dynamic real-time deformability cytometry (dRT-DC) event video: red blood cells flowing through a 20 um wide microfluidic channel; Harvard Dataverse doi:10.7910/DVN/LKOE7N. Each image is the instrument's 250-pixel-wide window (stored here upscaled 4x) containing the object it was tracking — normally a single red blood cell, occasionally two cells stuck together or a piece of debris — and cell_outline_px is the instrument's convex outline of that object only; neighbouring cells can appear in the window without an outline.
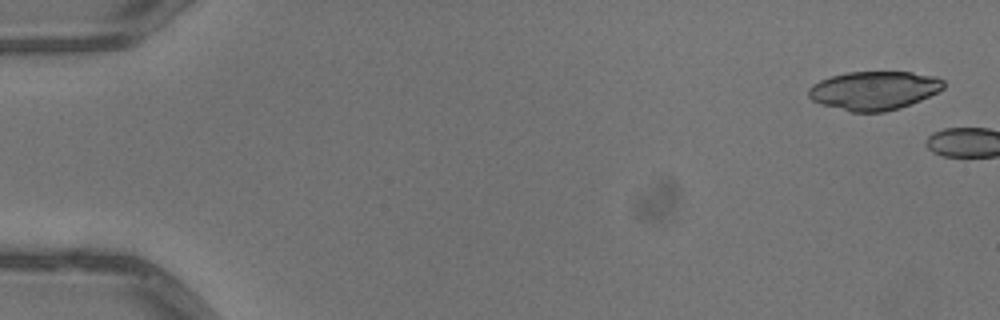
{"species": "common noctule bat (a hibernating species)", "species_latin": "Nyctalus noctula", "temperature_condition": "warm", "stored_images_in_passage": 2, "camera_frame_rate_fps": 3000, "um_per_image_px": 0.085, "animal": {"sex": "male", "body_mass_g": 13.3}, "frame": {"image": 1, "passage_image": 1, "time_ms": 0.0, "image_size_px": [1000, 320], "cell_outline_px": [[944, 88], [920, 100], [900, 108], [884, 112], [852, 112], [820, 104], [812, 100], [808, 96], [808, 88], [812, 84], [820, 80], [832, 76], [848, 72], [912, 72], [936, 76], [944, 80]], "centroid_in_image_um": [74.28, 7.69], "position_along_channel_um": 10.7, "area_um2": 30.46}}